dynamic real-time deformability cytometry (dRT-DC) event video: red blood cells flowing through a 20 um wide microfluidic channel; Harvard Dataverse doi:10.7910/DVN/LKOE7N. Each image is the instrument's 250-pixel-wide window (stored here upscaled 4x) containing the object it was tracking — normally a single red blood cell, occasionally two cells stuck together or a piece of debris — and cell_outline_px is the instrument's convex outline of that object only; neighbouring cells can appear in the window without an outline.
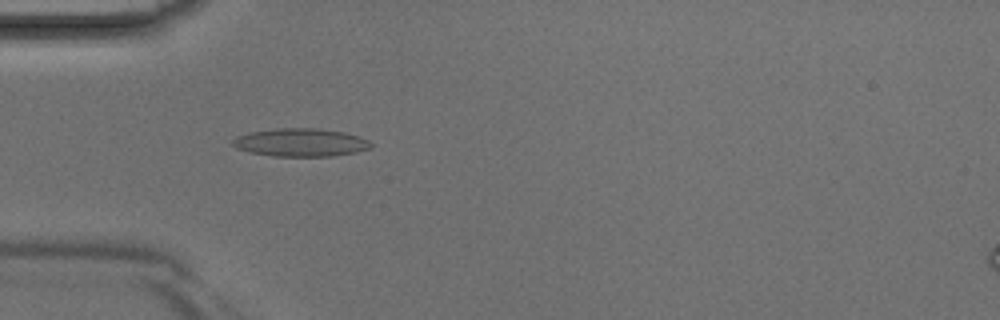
{"species": "Egyptian fruit bat (a non-hibernating species)", "species_latin": "Rousettus aegyptiacus", "temperature_condition": "room temperature", "stored_images_in_passage": 43, "camera_frame_rate_fps": 3000, "um_per_image_px": 0.085, "animal": {"sex": "male"}, "frame": {"image": 1, "passage_image": 13, "time_ms": 4.0, "image_size_px": [1000, 320], "cell_outline_px": [[372, 148], [356, 152], [332, 156], [272, 156], [248, 152], [236, 148], [232, 144], [232, 140], [236, 136], [248, 132], [276, 128], [316, 128], [344, 132], [360, 136], [368, 140], [372, 144]], "centroid_in_image_um": [25.54, 12.11], "position_along_channel_um": 59.5, "area_um2": 22.83}}
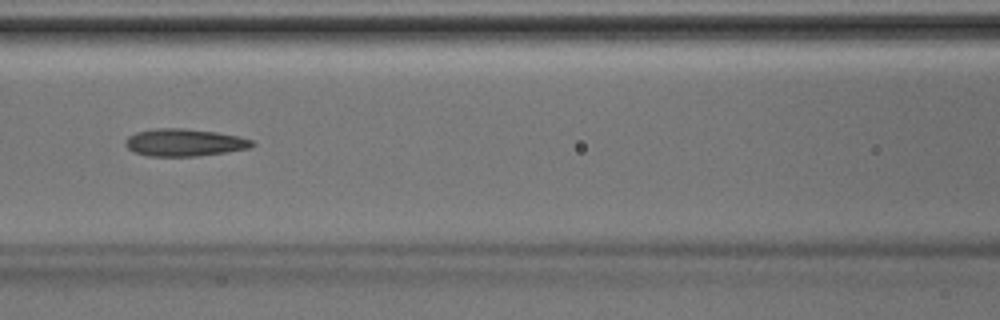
{"frame": {"image": 2, "passage_image": 19, "time_ms": 6.0, "image_size_px": [1000, 320], "cell_outline_px": [[256, 144], [248, 148], [224, 152], [196, 156], [148, 156], [136, 152], [128, 148], [124, 144], [124, 140], [128, 136], [136, 132], [156, 128], [184, 128], [216, 132], [240, 136], [252, 140]], "centroid_in_image_um": [15.65, 12.1], "position_along_channel_um": 150.9, "area_um2": 20.17}}
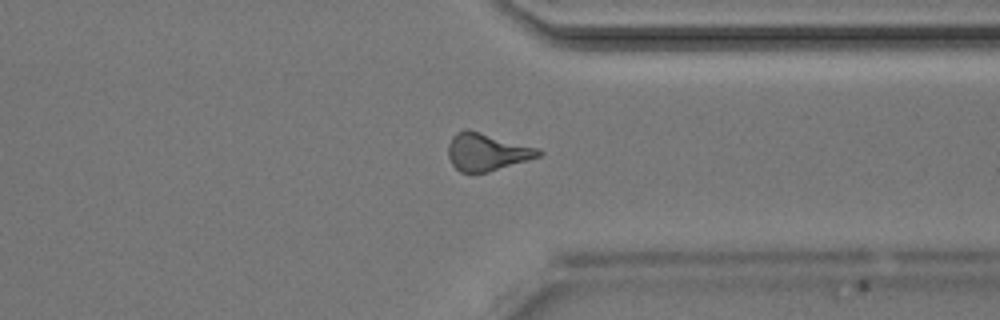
{"frame": {"image": 3, "passage_image": 33, "time_ms": 10.667, "image_size_px": [1000, 320], "cell_outline_px": [[544, 152], [540, 156], [528, 160], [488, 172], [460, 172], [452, 164], [448, 156], [448, 144], [452, 136], [456, 132], [464, 128], [468, 128], [540, 148]], "centroid_in_image_um": [41.38, 12.89], "position_along_channel_um": 370.0, "area_um2": 20.0}}